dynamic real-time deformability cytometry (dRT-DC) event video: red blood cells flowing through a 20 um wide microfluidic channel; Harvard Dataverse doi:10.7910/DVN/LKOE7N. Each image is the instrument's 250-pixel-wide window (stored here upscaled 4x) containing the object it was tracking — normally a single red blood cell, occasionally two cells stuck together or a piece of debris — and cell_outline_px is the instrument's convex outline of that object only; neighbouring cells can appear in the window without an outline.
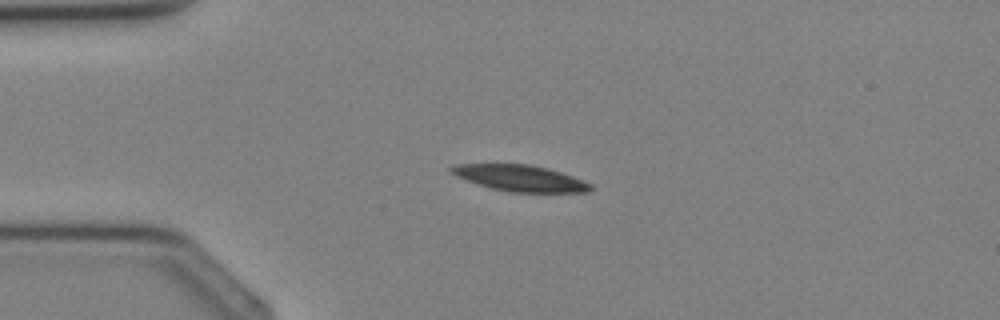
{"species": "Egyptian fruit bat (a non-hibernating species)", "species_latin": "Rousettus aegyptiacus", "temperature_condition": "cold", "stored_images_in_passage": 29, "camera_frame_rate_fps": 3000, "um_per_image_px": 0.085, "animal": {"sex": "female"}, "frame": {"image": 1, "passage_image": 1, "time_ms": 0.0, "image_size_px": [1000, 320], "cell_outline_px": [[592, 188], [588, 192], [508, 192], [492, 188], [456, 176], [448, 172], [448, 168], [456, 164], [528, 164], [548, 168], [584, 180], [592, 184]], "centroid_in_image_um": [44.21, 15.14], "position_along_channel_um": 40.8, "area_um2": 21.15}}
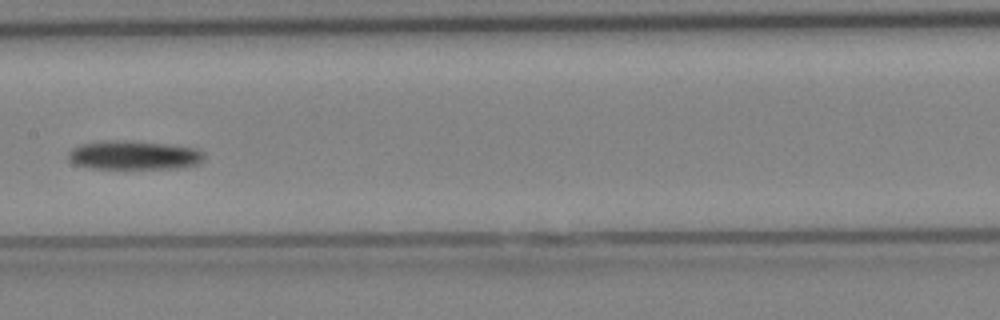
{"frame": {"image": 2, "passage_image": 11, "time_ms": 3.333, "image_size_px": [1000, 320], "cell_outline_px": [[204, 156], [196, 164], [180, 168], [88, 168], [76, 164], [68, 156], [68, 152], [72, 148], [80, 144], [100, 140], [132, 140], [172, 144], [196, 148], [204, 152]], "centroid_in_image_um": [11.38, 13.16], "position_along_channel_um": 196.0, "area_um2": 23.06}}
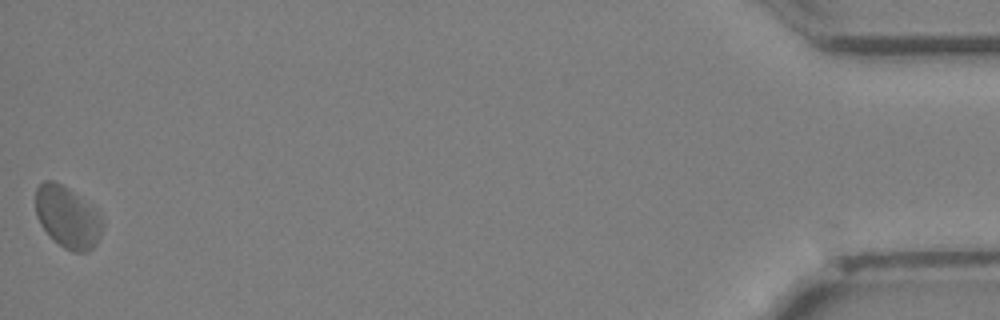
{"frame": {"image": 3, "passage_image": 29, "time_ms": 9.333, "image_size_px": [1000, 320], "cell_outline_px": [[104, 224], [100, 236], [96, 244], [88, 252], [72, 252], [64, 248], [40, 224], [36, 216], [36, 188], [44, 180], [52, 180], [68, 188], [100, 212], [104, 220]], "centroid_in_image_um": [5.77, 18.45], "position_along_channel_um": 429.4, "area_um2": 23.99}}